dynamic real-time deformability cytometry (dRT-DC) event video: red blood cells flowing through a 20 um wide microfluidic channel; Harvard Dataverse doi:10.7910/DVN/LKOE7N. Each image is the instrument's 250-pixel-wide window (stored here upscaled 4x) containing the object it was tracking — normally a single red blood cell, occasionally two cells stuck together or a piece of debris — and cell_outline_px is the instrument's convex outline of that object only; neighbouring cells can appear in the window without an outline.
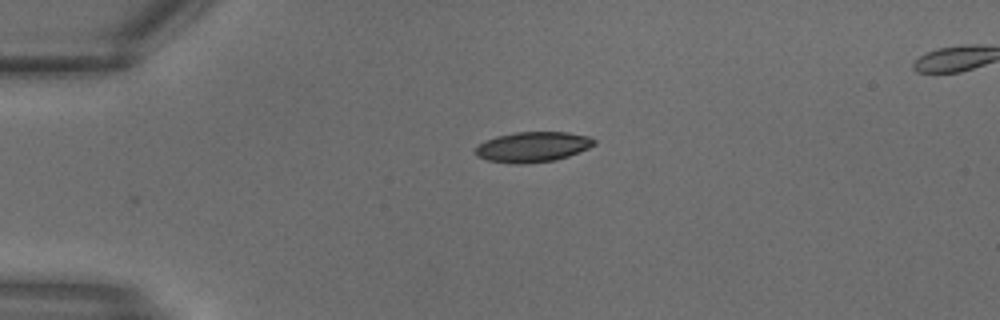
{"species": "common noctule bat (a hibernating species)", "species_latin": "Nyctalus noctula", "temperature_condition": "warm", "stored_images_in_passage": 22, "camera_frame_rate_fps": 3000, "um_per_image_px": 0.085, "animal": {"sex": "male", "body_mass_g": 18.8}, "frame": {"image": 1, "passage_image": 1, "time_ms": 0.0, "image_size_px": [1000, 320], "cell_outline_px": [[596, 144], [588, 148], [568, 156], [556, 160], [520, 164], [512, 164], [488, 160], [476, 156], [476, 148], [480, 144], [496, 136], [516, 132], [568, 132], [588, 136], [596, 140]], "centroid_in_image_um": [45.3, 12.49], "position_along_channel_um": 39.7, "area_um2": 20.81}}
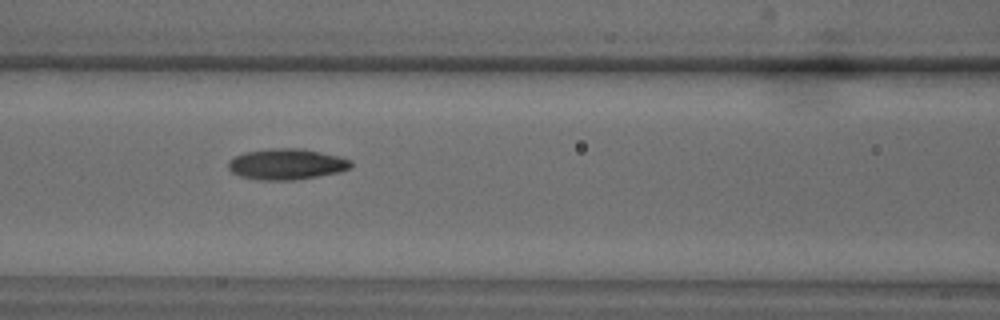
{"frame": {"image": 2, "passage_image": 7, "time_ms": 2.0, "image_size_px": [1000, 320], "cell_outline_px": [[352, 168], [340, 172], [292, 180], [260, 180], [240, 176], [232, 172], [228, 168], [228, 160], [244, 152], [272, 148], [300, 148], [340, 156], [352, 160]], "centroid_in_image_um": [24.37, 13.95], "position_along_channel_um": 142.2, "area_um2": 22.14}}
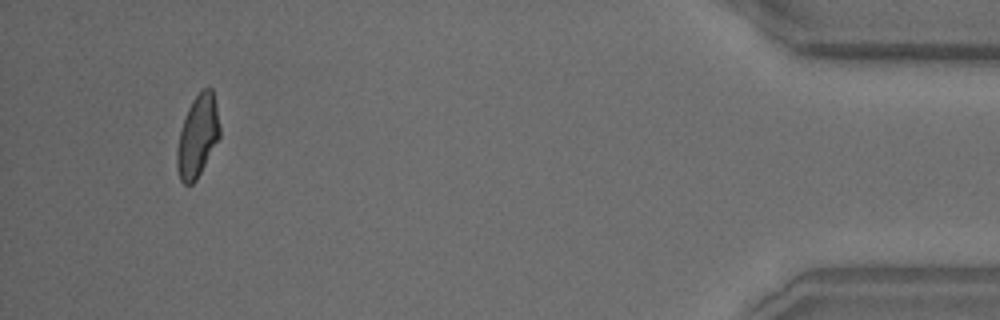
{"frame": {"image": 3, "passage_image": 22, "time_ms": 7.0, "image_size_px": [1000, 320], "cell_outline_px": [[220, 136], [196, 180], [192, 184], [184, 184], [180, 180], [176, 168], [176, 148], [184, 116], [192, 100], [200, 88], [212, 88], [216, 104], [220, 128]], "centroid_in_image_um": [16.78, 11.55], "position_along_channel_um": 418.4, "area_um2": 20.52}}